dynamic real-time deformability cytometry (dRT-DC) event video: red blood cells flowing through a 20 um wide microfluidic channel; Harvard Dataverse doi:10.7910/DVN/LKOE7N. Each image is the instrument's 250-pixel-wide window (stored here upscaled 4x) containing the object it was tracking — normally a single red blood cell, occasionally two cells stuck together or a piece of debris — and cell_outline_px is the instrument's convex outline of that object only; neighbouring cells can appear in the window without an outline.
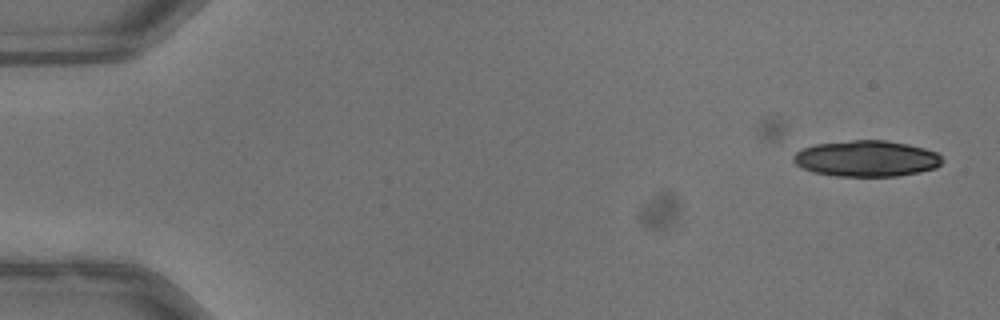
{"species": "common noctule bat (a hibernating species)", "species_latin": "Nyctalus noctula", "temperature_condition": "warm", "stored_images_in_passage": 17, "camera_frame_rate_fps": 3000, "um_per_image_px": 0.085, "animal": {"sex": "male", "body_mass_g": 13.3}, "frame": {"image": 1, "passage_image": 1, "time_ms": 0.0, "image_size_px": [1000, 320], "cell_outline_px": [[940, 164], [936, 168], [920, 172], [896, 176], [836, 176], [812, 172], [796, 164], [792, 160], [792, 156], [796, 152], [804, 148], [816, 144], [852, 140], [884, 140], [908, 144], [924, 148], [936, 152], [940, 156]], "centroid_in_image_um": [73.63, 13.48], "position_along_channel_um": 11.4, "area_um2": 31.15}}